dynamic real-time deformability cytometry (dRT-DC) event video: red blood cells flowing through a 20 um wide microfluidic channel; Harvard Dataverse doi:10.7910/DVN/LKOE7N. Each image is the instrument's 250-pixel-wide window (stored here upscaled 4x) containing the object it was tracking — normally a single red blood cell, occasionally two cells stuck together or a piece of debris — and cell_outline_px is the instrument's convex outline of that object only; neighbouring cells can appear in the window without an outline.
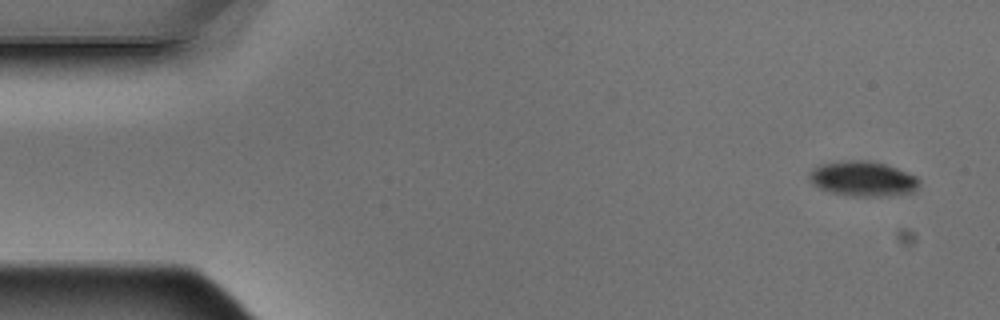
{"species": "Egyptian fruit bat (a non-hibernating species)", "species_latin": "Rousettus aegyptiacus", "temperature_condition": "warm", "stored_images_in_passage": 4, "camera_frame_rate_fps": 3000, "um_per_image_px": 0.085, "animal": {"sex": "male"}, "frame": {"image": 1, "passage_image": 1, "time_ms": 0.0, "image_size_px": [1000, 320], "cell_outline_px": [[920, 184], [916, 192], [892, 196], [844, 196], [820, 188], [812, 184], [808, 176], [808, 172], [812, 168], [820, 164], [844, 160], [868, 160], [884, 164], [896, 168], [916, 176], [920, 180]], "centroid_in_image_um": [73.35, 15.2], "position_along_channel_um": 11.7, "area_um2": 22.83}}
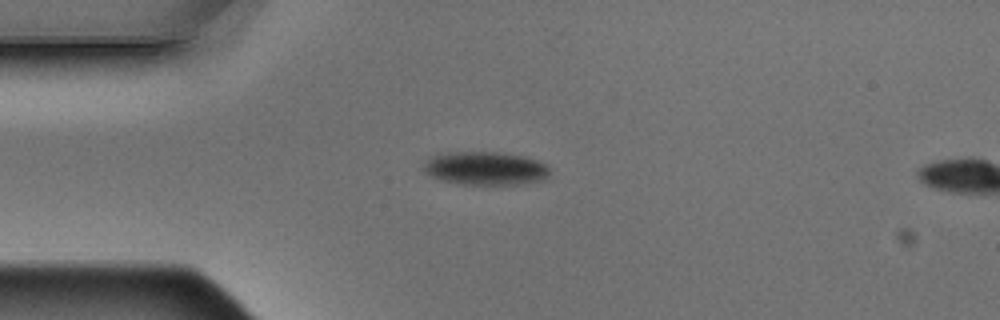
{"frame": {"image": 2, "passage_image": 3, "time_ms": 0.667, "image_size_px": [1000, 320], "cell_outline_px": [[548, 176], [544, 180], [524, 184], [460, 184], [440, 180], [424, 172], [424, 160], [432, 156], [448, 152], [496, 152], [524, 156], [548, 164]], "centroid_in_image_um": [41.26, 14.31], "position_along_channel_um": 43.7, "area_um2": 24.62}}